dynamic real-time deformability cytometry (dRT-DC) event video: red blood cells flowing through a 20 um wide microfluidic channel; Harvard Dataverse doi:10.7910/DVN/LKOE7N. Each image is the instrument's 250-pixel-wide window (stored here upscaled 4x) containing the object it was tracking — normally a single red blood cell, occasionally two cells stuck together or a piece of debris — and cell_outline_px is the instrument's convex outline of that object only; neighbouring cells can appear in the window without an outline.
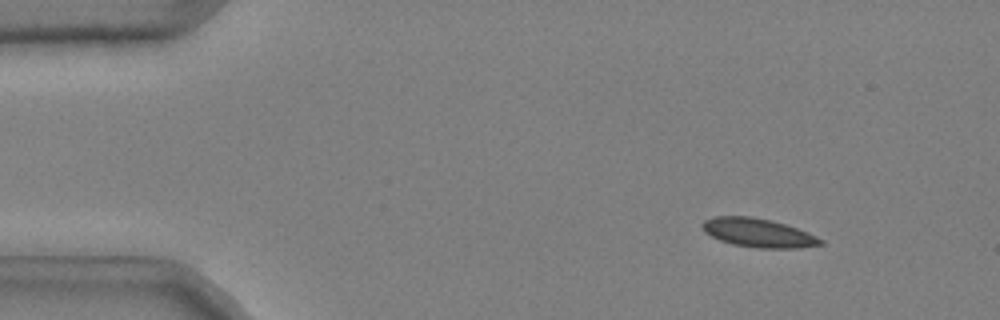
{"species": "common noctule bat (a hibernating species)", "species_latin": "Nyctalus noctula", "temperature_condition": "cold", "stored_images_in_passage": 51, "camera_frame_rate_fps": 3000, "um_per_image_px": 0.085, "animal": {"sex": "male", "body_mass_g": 20.4}, "frame": {"image": 1, "passage_image": 6, "time_ms": 1.667, "image_size_px": [1000, 320], "cell_outline_px": [[824, 244], [800, 248], [756, 248], [732, 244], [720, 240], [704, 232], [700, 224], [704, 220], [716, 216], [752, 216], [772, 220], [808, 232], [824, 240]], "centroid_in_image_um": [64.45, 19.79], "position_along_channel_um": 20.6, "area_um2": 19.94}}
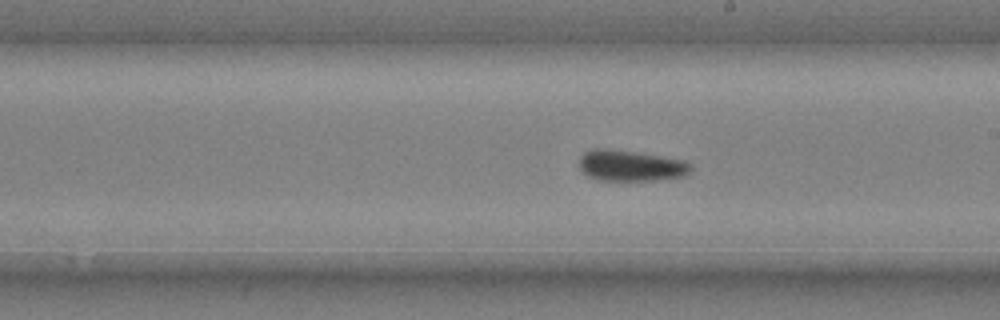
{"frame": {"image": 2, "passage_image": 30, "time_ms": 9.667, "image_size_px": [1000, 320], "cell_outline_px": [[692, 168], [688, 176], [656, 180], [600, 180], [588, 176], [580, 168], [580, 156], [584, 152], [592, 148], [608, 148], [684, 160], [692, 164]], "centroid_in_image_um": [53.63, 14.08], "position_along_channel_um": 235.4, "area_um2": 20.17}}
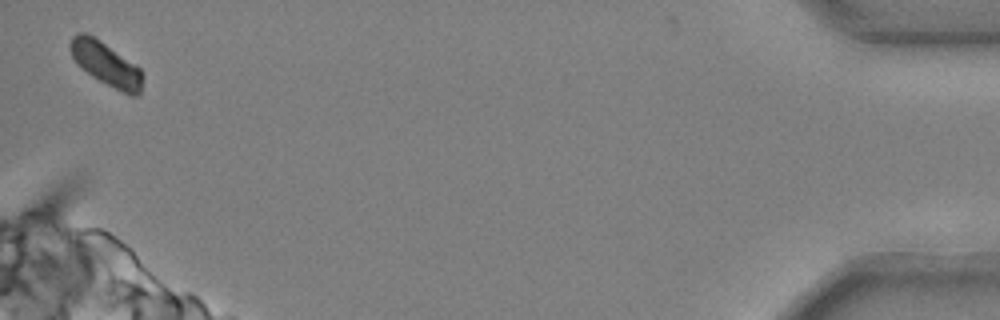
{"frame": {"image": 3, "passage_image": 51, "time_ms": 16.667, "image_size_px": [1000, 320], "cell_outline_px": [[140, 92], [136, 96], [128, 96], [92, 76], [76, 64], [72, 56], [68, 44], [72, 36], [80, 32], [84, 32], [100, 40], [140, 68]], "centroid_in_image_um": [8.95, 5.43], "position_along_channel_um": 426.2, "area_um2": 18.09}, "authors_computed_cell_mechanics": {"area_um2": 19.8832, "velocity_mm_per_s": 3.6882, "shape_relaxation_time_tau1_ms": 8.2494, "shape_relaxation_time_tau2_ms": null, "deformation_change_tau1": 0.1142, "deformation_change_tau2": null}}